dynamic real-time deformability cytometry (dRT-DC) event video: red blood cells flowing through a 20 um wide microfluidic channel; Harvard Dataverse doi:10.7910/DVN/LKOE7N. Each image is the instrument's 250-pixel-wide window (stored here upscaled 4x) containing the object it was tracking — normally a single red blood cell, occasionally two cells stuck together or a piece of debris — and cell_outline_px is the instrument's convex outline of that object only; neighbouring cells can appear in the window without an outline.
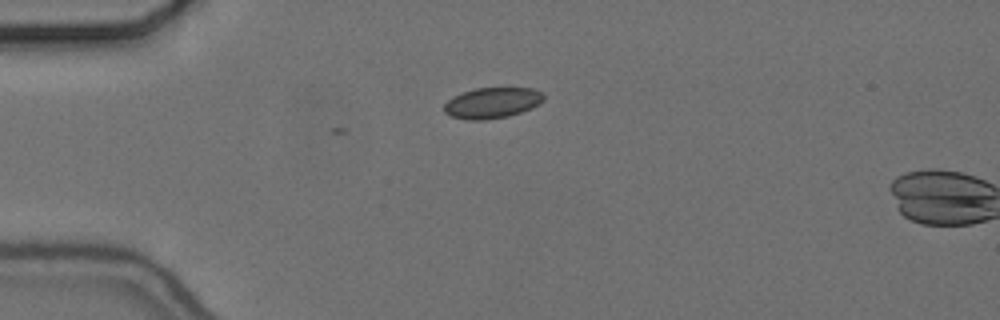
{"species": "common noctule bat (a hibernating species)", "species_latin": "Nyctalus noctula", "temperature_condition": "cold", "stored_images_in_passage": 2, "camera_frame_rate_fps": 3000, "um_per_image_px": 0.085, "animal": {"sex": "female", "body_mass_g": 24.6, "forearm_length_mm": 56.2}, "frame": {"image": 1, "passage_image": 1, "time_ms": 0.0, "image_size_px": [1000, 320], "cell_outline_px": [[544, 100], [540, 104], [532, 108], [508, 116], [484, 120], [468, 120], [452, 116], [444, 112], [444, 104], [452, 96], [476, 88], [532, 88], [544, 92]], "centroid_in_image_um": [41.86, 8.74], "position_along_channel_um": 43.1, "area_um2": 17.92}}